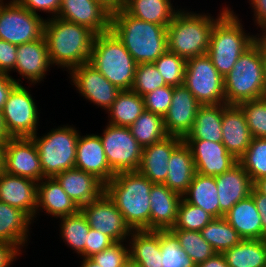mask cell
I'll use <instances>...</instances> for the list:
<instances>
[{
	"label": "cell",
	"instance_id": "obj_1",
	"mask_svg": "<svg viewBox=\"0 0 266 267\" xmlns=\"http://www.w3.org/2000/svg\"><path fill=\"white\" fill-rule=\"evenodd\" d=\"M96 34L89 28L58 17L46 19L44 37L52 66L67 73L89 62Z\"/></svg>",
	"mask_w": 266,
	"mask_h": 267
},
{
	"label": "cell",
	"instance_id": "obj_2",
	"mask_svg": "<svg viewBox=\"0 0 266 267\" xmlns=\"http://www.w3.org/2000/svg\"><path fill=\"white\" fill-rule=\"evenodd\" d=\"M110 30L137 64L154 63L168 50L165 26L142 21L123 7L112 13Z\"/></svg>",
	"mask_w": 266,
	"mask_h": 267
},
{
	"label": "cell",
	"instance_id": "obj_3",
	"mask_svg": "<svg viewBox=\"0 0 266 267\" xmlns=\"http://www.w3.org/2000/svg\"><path fill=\"white\" fill-rule=\"evenodd\" d=\"M154 183L138 171L116 173L105 193L131 230H150V190Z\"/></svg>",
	"mask_w": 266,
	"mask_h": 267
},
{
	"label": "cell",
	"instance_id": "obj_4",
	"mask_svg": "<svg viewBox=\"0 0 266 267\" xmlns=\"http://www.w3.org/2000/svg\"><path fill=\"white\" fill-rule=\"evenodd\" d=\"M226 6L219 10L216 18L208 12L197 13L180 8L167 26L168 51L185 60L207 54L212 28L230 8Z\"/></svg>",
	"mask_w": 266,
	"mask_h": 267
},
{
	"label": "cell",
	"instance_id": "obj_5",
	"mask_svg": "<svg viewBox=\"0 0 266 267\" xmlns=\"http://www.w3.org/2000/svg\"><path fill=\"white\" fill-rule=\"evenodd\" d=\"M231 7L215 22L207 55L224 78L240 56L255 42V34L246 32L242 19Z\"/></svg>",
	"mask_w": 266,
	"mask_h": 267
},
{
	"label": "cell",
	"instance_id": "obj_6",
	"mask_svg": "<svg viewBox=\"0 0 266 267\" xmlns=\"http://www.w3.org/2000/svg\"><path fill=\"white\" fill-rule=\"evenodd\" d=\"M264 61L260 48L254 42L237 60L224 77L225 103H240L266 96Z\"/></svg>",
	"mask_w": 266,
	"mask_h": 267
},
{
	"label": "cell",
	"instance_id": "obj_7",
	"mask_svg": "<svg viewBox=\"0 0 266 267\" xmlns=\"http://www.w3.org/2000/svg\"><path fill=\"white\" fill-rule=\"evenodd\" d=\"M89 63L121 91L131 90L137 63L111 30L95 36Z\"/></svg>",
	"mask_w": 266,
	"mask_h": 267
},
{
	"label": "cell",
	"instance_id": "obj_8",
	"mask_svg": "<svg viewBox=\"0 0 266 267\" xmlns=\"http://www.w3.org/2000/svg\"><path fill=\"white\" fill-rule=\"evenodd\" d=\"M80 131L72 125H60L49 132L31 136L40 158L45 178H53L75 168L76 148ZM43 135V136H42Z\"/></svg>",
	"mask_w": 266,
	"mask_h": 267
},
{
	"label": "cell",
	"instance_id": "obj_9",
	"mask_svg": "<svg viewBox=\"0 0 266 267\" xmlns=\"http://www.w3.org/2000/svg\"><path fill=\"white\" fill-rule=\"evenodd\" d=\"M184 85L201 105L225 103L224 78L207 54L186 60Z\"/></svg>",
	"mask_w": 266,
	"mask_h": 267
},
{
	"label": "cell",
	"instance_id": "obj_10",
	"mask_svg": "<svg viewBox=\"0 0 266 267\" xmlns=\"http://www.w3.org/2000/svg\"><path fill=\"white\" fill-rule=\"evenodd\" d=\"M22 84L10 92L2 110L5 129L10 137H31L38 132L39 114L36 100Z\"/></svg>",
	"mask_w": 266,
	"mask_h": 267
},
{
	"label": "cell",
	"instance_id": "obj_11",
	"mask_svg": "<svg viewBox=\"0 0 266 267\" xmlns=\"http://www.w3.org/2000/svg\"><path fill=\"white\" fill-rule=\"evenodd\" d=\"M99 136L107 163L115 174L139 169L143 147L133 137L129 127L107 123Z\"/></svg>",
	"mask_w": 266,
	"mask_h": 267
},
{
	"label": "cell",
	"instance_id": "obj_12",
	"mask_svg": "<svg viewBox=\"0 0 266 267\" xmlns=\"http://www.w3.org/2000/svg\"><path fill=\"white\" fill-rule=\"evenodd\" d=\"M8 1L0 5V39L17 46L40 39L44 35L46 19L15 0Z\"/></svg>",
	"mask_w": 266,
	"mask_h": 267
},
{
	"label": "cell",
	"instance_id": "obj_13",
	"mask_svg": "<svg viewBox=\"0 0 266 267\" xmlns=\"http://www.w3.org/2000/svg\"><path fill=\"white\" fill-rule=\"evenodd\" d=\"M68 74L70 84L76 88V92L90 104L104 109L105 113L121 92L89 62L71 69Z\"/></svg>",
	"mask_w": 266,
	"mask_h": 267
},
{
	"label": "cell",
	"instance_id": "obj_14",
	"mask_svg": "<svg viewBox=\"0 0 266 267\" xmlns=\"http://www.w3.org/2000/svg\"><path fill=\"white\" fill-rule=\"evenodd\" d=\"M3 171L35 182L45 178L31 137H10L7 140L3 149Z\"/></svg>",
	"mask_w": 266,
	"mask_h": 267
},
{
	"label": "cell",
	"instance_id": "obj_15",
	"mask_svg": "<svg viewBox=\"0 0 266 267\" xmlns=\"http://www.w3.org/2000/svg\"><path fill=\"white\" fill-rule=\"evenodd\" d=\"M90 228L109 236L114 242L127 241L131 234L122 213L104 192L99 198L80 208Z\"/></svg>",
	"mask_w": 266,
	"mask_h": 267
},
{
	"label": "cell",
	"instance_id": "obj_16",
	"mask_svg": "<svg viewBox=\"0 0 266 267\" xmlns=\"http://www.w3.org/2000/svg\"><path fill=\"white\" fill-rule=\"evenodd\" d=\"M111 15L95 0H61L57 17L85 26L98 35L110 31Z\"/></svg>",
	"mask_w": 266,
	"mask_h": 267
},
{
	"label": "cell",
	"instance_id": "obj_17",
	"mask_svg": "<svg viewBox=\"0 0 266 267\" xmlns=\"http://www.w3.org/2000/svg\"><path fill=\"white\" fill-rule=\"evenodd\" d=\"M192 151L196 173L216 176L227 172L238 160L227 151L222 142L183 139Z\"/></svg>",
	"mask_w": 266,
	"mask_h": 267
},
{
	"label": "cell",
	"instance_id": "obj_18",
	"mask_svg": "<svg viewBox=\"0 0 266 267\" xmlns=\"http://www.w3.org/2000/svg\"><path fill=\"white\" fill-rule=\"evenodd\" d=\"M53 67L49 60L44 35L35 41L18 45L15 70L32 87L44 82L46 74Z\"/></svg>",
	"mask_w": 266,
	"mask_h": 267
},
{
	"label": "cell",
	"instance_id": "obj_19",
	"mask_svg": "<svg viewBox=\"0 0 266 267\" xmlns=\"http://www.w3.org/2000/svg\"><path fill=\"white\" fill-rule=\"evenodd\" d=\"M200 106L185 85L173 87L171 105L163 117L167 133L184 138L192 128Z\"/></svg>",
	"mask_w": 266,
	"mask_h": 267
},
{
	"label": "cell",
	"instance_id": "obj_20",
	"mask_svg": "<svg viewBox=\"0 0 266 267\" xmlns=\"http://www.w3.org/2000/svg\"><path fill=\"white\" fill-rule=\"evenodd\" d=\"M183 142V138L168 135L166 138L144 147L137 170L154 184H164L168 174V161L172 152Z\"/></svg>",
	"mask_w": 266,
	"mask_h": 267
},
{
	"label": "cell",
	"instance_id": "obj_21",
	"mask_svg": "<svg viewBox=\"0 0 266 267\" xmlns=\"http://www.w3.org/2000/svg\"><path fill=\"white\" fill-rule=\"evenodd\" d=\"M75 168L95 175L104 184L115 175L107 163L99 134H79Z\"/></svg>",
	"mask_w": 266,
	"mask_h": 267
},
{
	"label": "cell",
	"instance_id": "obj_22",
	"mask_svg": "<svg viewBox=\"0 0 266 267\" xmlns=\"http://www.w3.org/2000/svg\"><path fill=\"white\" fill-rule=\"evenodd\" d=\"M37 185L31 179L0 172V202L19 208L34 221L37 207Z\"/></svg>",
	"mask_w": 266,
	"mask_h": 267
},
{
	"label": "cell",
	"instance_id": "obj_23",
	"mask_svg": "<svg viewBox=\"0 0 266 267\" xmlns=\"http://www.w3.org/2000/svg\"><path fill=\"white\" fill-rule=\"evenodd\" d=\"M218 201L220 205V218L240 200L251 193L253 183L250 176L237 162L227 172L215 176Z\"/></svg>",
	"mask_w": 266,
	"mask_h": 267
},
{
	"label": "cell",
	"instance_id": "obj_24",
	"mask_svg": "<svg viewBox=\"0 0 266 267\" xmlns=\"http://www.w3.org/2000/svg\"><path fill=\"white\" fill-rule=\"evenodd\" d=\"M253 137L245 115L238 105L223 103L222 143L237 160L245 153Z\"/></svg>",
	"mask_w": 266,
	"mask_h": 267
},
{
	"label": "cell",
	"instance_id": "obj_25",
	"mask_svg": "<svg viewBox=\"0 0 266 267\" xmlns=\"http://www.w3.org/2000/svg\"><path fill=\"white\" fill-rule=\"evenodd\" d=\"M54 178L79 208L96 200L105 192V184L101 180L77 168L61 172Z\"/></svg>",
	"mask_w": 266,
	"mask_h": 267
},
{
	"label": "cell",
	"instance_id": "obj_26",
	"mask_svg": "<svg viewBox=\"0 0 266 267\" xmlns=\"http://www.w3.org/2000/svg\"><path fill=\"white\" fill-rule=\"evenodd\" d=\"M79 210L80 208L67 195L54 177L43 178L38 182L37 207L34 220L42 212L57 220L59 217L75 214Z\"/></svg>",
	"mask_w": 266,
	"mask_h": 267
},
{
	"label": "cell",
	"instance_id": "obj_27",
	"mask_svg": "<svg viewBox=\"0 0 266 267\" xmlns=\"http://www.w3.org/2000/svg\"><path fill=\"white\" fill-rule=\"evenodd\" d=\"M183 196L164 184H153L150 190V230H170L176 222Z\"/></svg>",
	"mask_w": 266,
	"mask_h": 267
},
{
	"label": "cell",
	"instance_id": "obj_28",
	"mask_svg": "<svg viewBox=\"0 0 266 267\" xmlns=\"http://www.w3.org/2000/svg\"><path fill=\"white\" fill-rule=\"evenodd\" d=\"M34 222L19 208L0 202V241L17 245L23 251L28 246Z\"/></svg>",
	"mask_w": 266,
	"mask_h": 267
},
{
	"label": "cell",
	"instance_id": "obj_29",
	"mask_svg": "<svg viewBox=\"0 0 266 267\" xmlns=\"http://www.w3.org/2000/svg\"><path fill=\"white\" fill-rule=\"evenodd\" d=\"M127 243L129 258L139 267H162L160 230H132Z\"/></svg>",
	"mask_w": 266,
	"mask_h": 267
},
{
	"label": "cell",
	"instance_id": "obj_30",
	"mask_svg": "<svg viewBox=\"0 0 266 267\" xmlns=\"http://www.w3.org/2000/svg\"><path fill=\"white\" fill-rule=\"evenodd\" d=\"M196 174L195 163L190 147L183 141L171 154L168 161V174L164 185L183 196L189 189Z\"/></svg>",
	"mask_w": 266,
	"mask_h": 267
},
{
	"label": "cell",
	"instance_id": "obj_31",
	"mask_svg": "<svg viewBox=\"0 0 266 267\" xmlns=\"http://www.w3.org/2000/svg\"><path fill=\"white\" fill-rule=\"evenodd\" d=\"M224 218L242 239H262L261 217L251 195L236 203Z\"/></svg>",
	"mask_w": 266,
	"mask_h": 267
},
{
	"label": "cell",
	"instance_id": "obj_32",
	"mask_svg": "<svg viewBox=\"0 0 266 267\" xmlns=\"http://www.w3.org/2000/svg\"><path fill=\"white\" fill-rule=\"evenodd\" d=\"M171 2L172 0H126L123 8L142 21L156 23L167 28L181 8L178 5L176 8Z\"/></svg>",
	"mask_w": 266,
	"mask_h": 267
},
{
	"label": "cell",
	"instance_id": "obj_33",
	"mask_svg": "<svg viewBox=\"0 0 266 267\" xmlns=\"http://www.w3.org/2000/svg\"><path fill=\"white\" fill-rule=\"evenodd\" d=\"M223 104L201 105L191 130L183 139L222 142Z\"/></svg>",
	"mask_w": 266,
	"mask_h": 267
},
{
	"label": "cell",
	"instance_id": "obj_34",
	"mask_svg": "<svg viewBox=\"0 0 266 267\" xmlns=\"http://www.w3.org/2000/svg\"><path fill=\"white\" fill-rule=\"evenodd\" d=\"M183 198L190 204L201 207L214 218H220L215 176L196 173Z\"/></svg>",
	"mask_w": 266,
	"mask_h": 267
},
{
	"label": "cell",
	"instance_id": "obj_35",
	"mask_svg": "<svg viewBox=\"0 0 266 267\" xmlns=\"http://www.w3.org/2000/svg\"><path fill=\"white\" fill-rule=\"evenodd\" d=\"M145 110L144 97L132 90H122L108 113L107 123L114 126L129 127Z\"/></svg>",
	"mask_w": 266,
	"mask_h": 267
},
{
	"label": "cell",
	"instance_id": "obj_36",
	"mask_svg": "<svg viewBox=\"0 0 266 267\" xmlns=\"http://www.w3.org/2000/svg\"><path fill=\"white\" fill-rule=\"evenodd\" d=\"M222 254L229 267H264L266 239H243Z\"/></svg>",
	"mask_w": 266,
	"mask_h": 267
},
{
	"label": "cell",
	"instance_id": "obj_37",
	"mask_svg": "<svg viewBox=\"0 0 266 267\" xmlns=\"http://www.w3.org/2000/svg\"><path fill=\"white\" fill-rule=\"evenodd\" d=\"M60 219V220H59ZM60 237L67 247L78 254L81 258H85V242L87 241V233L90 226L85 215L79 210L77 213L59 217Z\"/></svg>",
	"mask_w": 266,
	"mask_h": 267
},
{
	"label": "cell",
	"instance_id": "obj_38",
	"mask_svg": "<svg viewBox=\"0 0 266 267\" xmlns=\"http://www.w3.org/2000/svg\"><path fill=\"white\" fill-rule=\"evenodd\" d=\"M129 129L143 148L169 135L165 128L164 118L146 110L129 126Z\"/></svg>",
	"mask_w": 266,
	"mask_h": 267
},
{
	"label": "cell",
	"instance_id": "obj_39",
	"mask_svg": "<svg viewBox=\"0 0 266 267\" xmlns=\"http://www.w3.org/2000/svg\"><path fill=\"white\" fill-rule=\"evenodd\" d=\"M200 232L216 253H223L243 240L224 217L214 218Z\"/></svg>",
	"mask_w": 266,
	"mask_h": 267
},
{
	"label": "cell",
	"instance_id": "obj_40",
	"mask_svg": "<svg viewBox=\"0 0 266 267\" xmlns=\"http://www.w3.org/2000/svg\"><path fill=\"white\" fill-rule=\"evenodd\" d=\"M179 241V246L193 260L196 266L216 254L213 247L202 237L200 231L170 229Z\"/></svg>",
	"mask_w": 266,
	"mask_h": 267
},
{
	"label": "cell",
	"instance_id": "obj_41",
	"mask_svg": "<svg viewBox=\"0 0 266 267\" xmlns=\"http://www.w3.org/2000/svg\"><path fill=\"white\" fill-rule=\"evenodd\" d=\"M252 183L266 176V138H253L245 153L238 159Z\"/></svg>",
	"mask_w": 266,
	"mask_h": 267
},
{
	"label": "cell",
	"instance_id": "obj_42",
	"mask_svg": "<svg viewBox=\"0 0 266 267\" xmlns=\"http://www.w3.org/2000/svg\"><path fill=\"white\" fill-rule=\"evenodd\" d=\"M162 267H197L170 230H160Z\"/></svg>",
	"mask_w": 266,
	"mask_h": 267
},
{
	"label": "cell",
	"instance_id": "obj_43",
	"mask_svg": "<svg viewBox=\"0 0 266 267\" xmlns=\"http://www.w3.org/2000/svg\"><path fill=\"white\" fill-rule=\"evenodd\" d=\"M214 217L201 207L188 203L184 198L178 208L175 225L171 229L201 231Z\"/></svg>",
	"mask_w": 266,
	"mask_h": 267
},
{
	"label": "cell",
	"instance_id": "obj_44",
	"mask_svg": "<svg viewBox=\"0 0 266 267\" xmlns=\"http://www.w3.org/2000/svg\"><path fill=\"white\" fill-rule=\"evenodd\" d=\"M155 67L166 85L175 87L184 85L186 60L177 54L166 51L155 62Z\"/></svg>",
	"mask_w": 266,
	"mask_h": 267
},
{
	"label": "cell",
	"instance_id": "obj_45",
	"mask_svg": "<svg viewBox=\"0 0 266 267\" xmlns=\"http://www.w3.org/2000/svg\"><path fill=\"white\" fill-rule=\"evenodd\" d=\"M243 111L253 138H266V96L238 105Z\"/></svg>",
	"mask_w": 266,
	"mask_h": 267
},
{
	"label": "cell",
	"instance_id": "obj_46",
	"mask_svg": "<svg viewBox=\"0 0 266 267\" xmlns=\"http://www.w3.org/2000/svg\"><path fill=\"white\" fill-rule=\"evenodd\" d=\"M166 86V83L154 63L137 64L131 90L145 96L146 94Z\"/></svg>",
	"mask_w": 266,
	"mask_h": 267
},
{
	"label": "cell",
	"instance_id": "obj_47",
	"mask_svg": "<svg viewBox=\"0 0 266 267\" xmlns=\"http://www.w3.org/2000/svg\"><path fill=\"white\" fill-rule=\"evenodd\" d=\"M126 243L127 241L115 242L90 258L100 267H120L129 258V245Z\"/></svg>",
	"mask_w": 266,
	"mask_h": 267
},
{
	"label": "cell",
	"instance_id": "obj_48",
	"mask_svg": "<svg viewBox=\"0 0 266 267\" xmlns=\"http://www.w3.org/2000/svg\"><path fill=\"white\" fill-rule=\"evenodd\" d=\"M173 87L166 85L144 96L145 110L164 117L172 101Z\"/></svg>",
	"mask_w": 266,
	"mask_h": 267
},
{
	"label": "cell",
	"instance_id": "obj_49",
	"mask_svg": "<svg viewBox=\"0 0 266 267\" xmlns=\"http://www.w3.org/2000/svg\"><path fill=\"white\" fill-rule=\"evenodd\" d=\"M20 6L27 8L32 13L41 16L39 12L50 15L46 19L57 17L61 6V0H15ZM39 11V12H38Z\"/></svg>",
	"mask_w": 266,
	"mask_h": 267
},
{
	"label": "cell",
	"instance_id": "obj_50",
	"mask_svg": "<svg viewBox=\"0 0 266 267\" xmlns=\"http://www.w3.org/2000/svg\"><path fill=\"white\" fill-rule=\"evenodd\" d=\"M115 243L109 236L90 228L85 242V258L91 257Z\"/></svg>",
	"mask_w": 266,
	"mask_h": 267
},
{
	"label": "cell",
	"instance_id": "obj_51",
	"mask_svg": "<svg viewBox=\"0 0 266 267\" xmlns=\"http://www.w3.org/2000/svg\"><path fill=\"white\" fill-rule=\"evenodd\" d=\"M17 45L0 39V72L10 75L15 70Z\"/></svg>",
	"mask_w": 266,
	"mask_h": 267
},
{
	"label": "cell",
	"instance_id": "obj_52",
	"mask_svg": "<svg viewBox=\"0 0 266 267\" xmlns=\"http://www.w3.org/2000/svg\"><path fill=\"white\" fill-rule=\"evenodd\" d=\"M22 252L17 245L0 241V267H12L11 265L19 259Z\"/></svg>",
	"mask_w": 266,
	"mask_h": 267
},
{
	"label": "cell",
	"instance_id": "obj_53",
	"mask_svg": "<svg viewBox=\"0 0 266 267\" xmlns=\"http://www.w3.org/2000/svg\"><path fill=\"white\" fill-rule=\"evenodd\" d=\"M21 82V83H20ZM23 81L21 77L15 79L11 75L0 72V111L3 110L4 105L7 101V98L11 92V90L17 85L22 84Z\"/></svg>",
	"mask_w": 266,
	"mask_h": 267
},
{
	"label": "cell",
	"instance_id": "obj_54",
	"mask_svg": "<svg viewBox=\"0 0 266 267\" xmlns=\"http://www.w3.org/2000/svg\"><path fill=\"white\" fill-rule=\"evenodd\" d=\"M249 5L253 14V19L256 25L255 29L260 30L266 29V0H249Z\"/></svg>",
	"mask_w": 266,
	"mask_h": 267
},
{
	"label": "cell",
	"instance_id": "obj_55",
	"mask_svg": "<svg viewBox=\"0 0 266 267\" xmlns=\"http://www.w3.org/2000/svg\"><path fill=\"white\" fill-rule=\"evenodd\" d=\"M250 195L259 211L262 223V239H266V195L260 193L254 186Z\"/></svg>",
	"mask_w": 266,
	"mask_h": 267
},
{
	"label": "cell",
	"instance_id": "obj_56",
	"mask_svg": "<svg viewBox=\"0 0 266 267\" xmlns=\"http://www.w3.org/2000/svg\"><path fill=\"white\" fill-rule=\"evenodd\" d=\"M197 267H229L224 255L222 253H216L211 258H208L205 262L197 265Z\"/></svg>",
	"mask_w": 266,
	"mask_h": 267
},
{
	"label": "cell",
	"instance_id": "obj_57",
	"mask_svg": "<svg viewBox=\"0 0 266 267\" xmlns=\"http://www.w3.org/2000/svg\"><path fill=\"white\" fill-rule=\"evenodd\" d=\"M259 34H255V42L260 48L261 54L263 56L264 61V72H265V80H266V29L259 30Z\"/></svg>",
	"mask_w": 266,
	"mask_h": 267
},
{
	"label": "cell",
	"instance_id": "obj_58",
	"mask_svg": "<svg viewBox=\"0 0 266 267\" xmlns=\"http://www.w3.org/2000/svg\"><path fill=\"white\" fill-rule=\"evenodd\" d=\"M102 4L105 8H107L111 13L119 10L123 7V0H95Z\"/></svg>",
	"mask_w": 266,
	"mask_h": 267
},
{
	"label": "cell",
	"instance_id": "obj_59",
	"mask_svg": "<svg viewBox=\"0 0 266 267\" xmlns=\"http://www.w3.org/2000/svg\"><path fill=\"white\" fill-rule=\"evenodd\" d=\"M253 186L262 194L266 195V176L257 180Z\"/></svg>",
	"mask_w": 266,
	"mask_h": 267
},
{
	"label": "cell",
	"instance_id": "obj_60",
	"mask_svg": "<svg viewBox=\"0 0 266 267\" xmlns=\"http://www.w3.org/2000/svg\"><path fill=\"white\" fill-rule=\"evenodd\" d=\"M80 259H83V261L80 262L81 266L79 267H100V265L93 261L90 257Z\"/></svg>",
	"mask_w": 266,
	"mask_h": 267
},
{
	"label": "cell",
	"instance_id": "obj_61",
	"mask_svg": "<svg viewBox=\"0 0 266 267\" xmlns=\"http://www.w3.org/2000/svg\"><path fill=\"white\" fill-rule=\"evenodd\" d=\"M7 141H0V172L3 170V149Z\"/></svg>",
	"mask_w": 266,
	"mask_h": 267
},
{
	"label": "cell",
	"instance_id": "obj_62",
	"mask_svg": "<svg viewBox=\"0 0 266 267\" xmlns=\"http://www.w3.org/2000/svg\"><path fill=\"white\" fill-rule=\"evenodd\" d=\"M120 267H139L133 260L128 258Z\"/></svg>",
	"mask_w": 266,
	"mask_h": 267
}]
</instances>
